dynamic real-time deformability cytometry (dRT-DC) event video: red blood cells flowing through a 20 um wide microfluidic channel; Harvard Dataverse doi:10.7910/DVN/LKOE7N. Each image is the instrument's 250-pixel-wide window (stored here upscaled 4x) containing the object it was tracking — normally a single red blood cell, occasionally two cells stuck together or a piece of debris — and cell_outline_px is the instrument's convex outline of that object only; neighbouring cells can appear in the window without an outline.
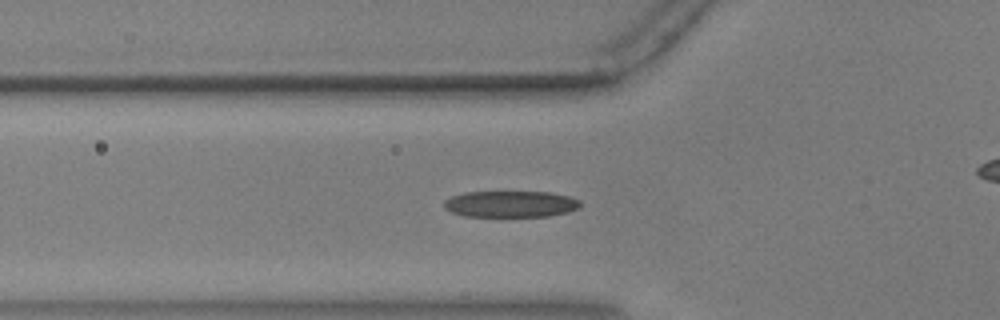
{"species": "common noctule bat (a hibernating species)", "species_latin": "Nyctalus noctula", "temperature_condition": "warm", "stored_images_in_passage": 49, "camera_frame_rate_fps": 3000, "um_per_image_px": 0.085, "animal": {"sex": "male", "body_mass_g": 17.9, "forearm_length_mm": 54.2}, "frame": {"image": 1, "passage_image": 19, "time_ms": 6.0, "image_size_px": [1000, 320], "cell_outline_px": [[580, 208], [568, 212], [548, 216], [500, 220], [464, 216], [452, 212], [444, 208], [444, 200], [452, 196], [464, 192], [552, 192], [568, 196], [580, 200]], "centroid_in_image_um": [43.38, 17.4], "position_along_channel_um": 82.4, "area_um2": 22.2}}
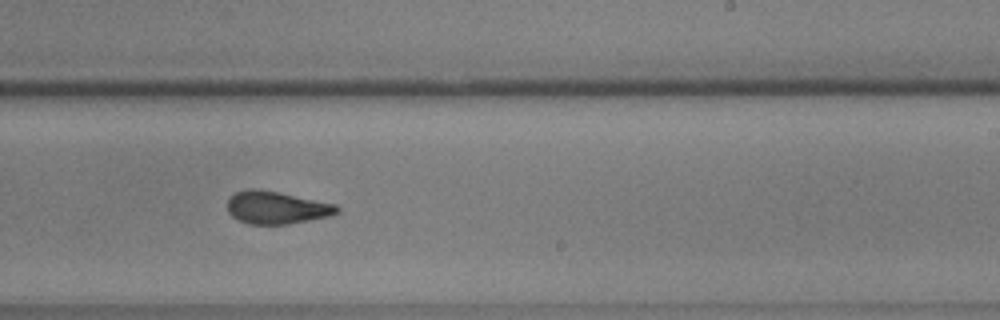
{"frame": {"image": 2, "passage_image": 34, "time_ms": 11.0, "image_size_px": [1000, 320], "cell_outline_px": [[340, 212], [332, 216], [288, 224], [248, 224], [232, 216], [228, 212], [228, 200], [236, 192], [248, 188], [252, 188], [276, 192], [336, 204], [340, 208]], "centroid_in_image_um": [23.53, 17.66], "position_along_channel_um": 265.5, "area_um2": 20.69}}
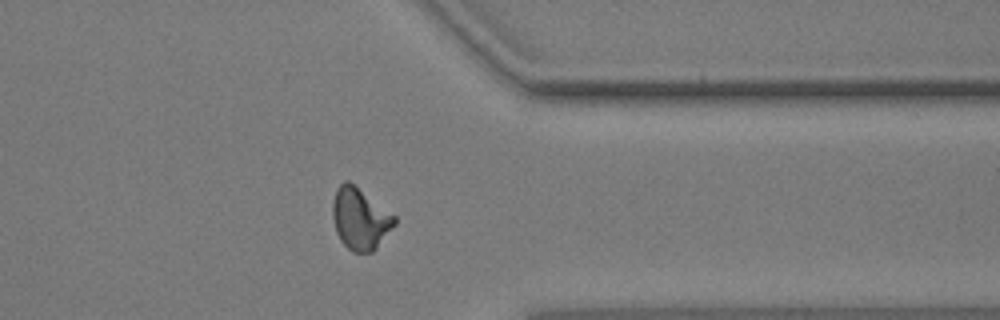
{"frame": {"image": 3, "passage_image": 44, "time_ms": 14.333, "image_size_px": [1000, 320], "cell_outline_px": [[396, 224], [376, 248], [372, 252], [352, 252], [340, 240], [336, 232], [332, 216], [332, 200], [336, 188], [344, 180], [348, 180], [396, 216]], "centroid_in_image_um": [30.59, 18.58], "position_along_channel_um": 380.8, "area_um2": 22.25}, "authors_computed_cell_mechanics": {"area_um2": 21.0392, "velocity_mm_per_s": 3.6476, "shape_relaxation_time_tau1_ms": 5.7263, "shape_relaxation_time_tau2_ms": 1.6668, "deformation_change_tau1": 0.1827, "deformation_change_tau2": 0.0803}}